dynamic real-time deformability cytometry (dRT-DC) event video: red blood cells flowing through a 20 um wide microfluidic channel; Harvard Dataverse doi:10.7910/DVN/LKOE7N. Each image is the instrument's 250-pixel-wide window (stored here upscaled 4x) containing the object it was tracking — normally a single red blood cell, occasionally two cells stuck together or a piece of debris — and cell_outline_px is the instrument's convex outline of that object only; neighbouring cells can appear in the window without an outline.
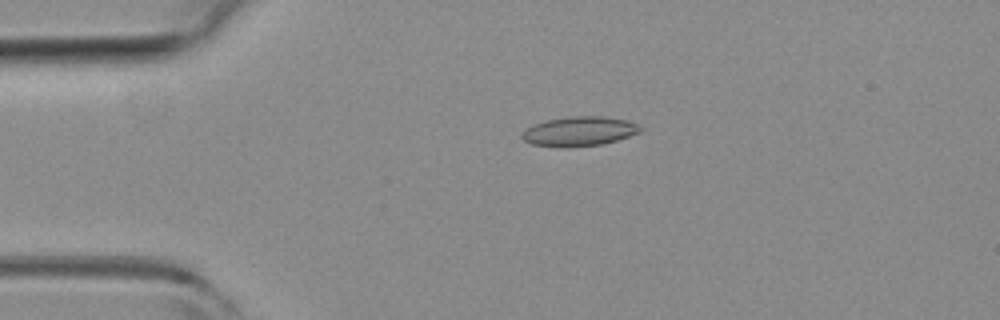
{"species": "common noctule bat (a hibernating species)", "species_latin": "Nyctalus noctula", "temperature_condition": "room temperature", "stored_images_in_passage": 51, "camera_frame_rate_fps": 3000, "um_per_image_px": 0.085, "animal": {"sex": "female", "body_mass_g": 19.3, "forearm_length_mm": 54.1}, "frame": {"image": 1, "passage_image": 11, "time_ms": 3.333, "image_size_px": [1000, 320], "cell_outline_px": [[644, 128], [640, 132], [616, 140], [600, 144], [568, 148], [532, 144], [524, 140], [520, 136], [532, 124], [544, 120], [568, 116], [604, 116], [628, 120]], "centroid_in_image_um": [49.23, 11.15], "position_along_channel_um": 35.8, "area_um2": 20.4}}
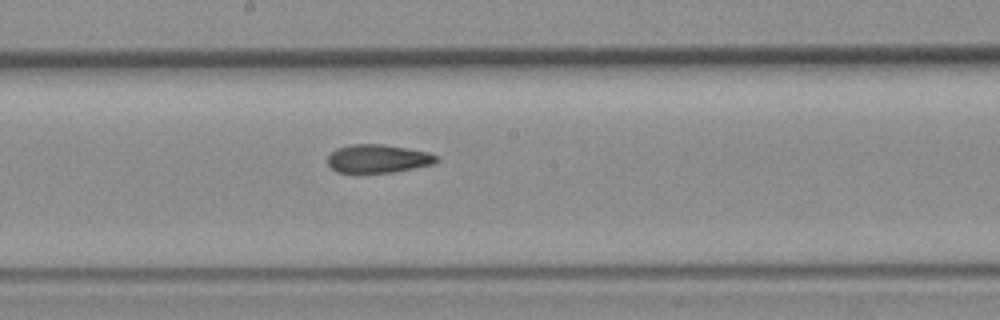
{"frame": {"image": 2, "passage_image": 27, "time_ms": 8.667, "image_size_px": [1000, 320], "cell_outline_px": [[440, 160], [432, 164], [392, 172], [336, 172], [328, 164], [328, 156], [336, 148], [352, 144], [380, 144], [428, 152], [436, 156]], "centroid_in_image_um": [32.1, 13.48], "position_along_channel_um": 216.1, "area_um2": 17.63}}
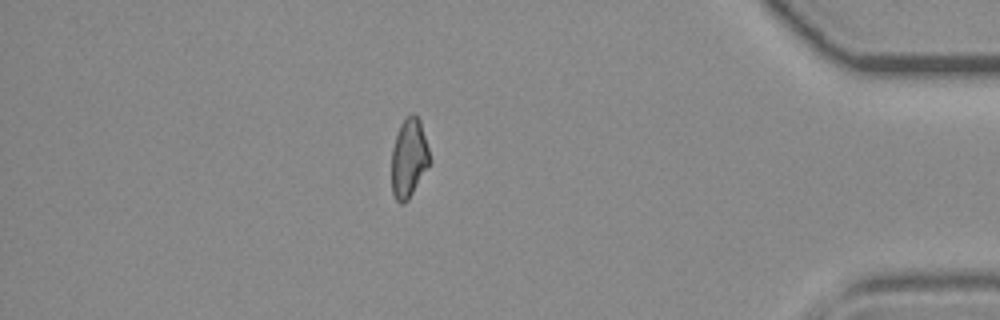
{"frame": {"image": 3, "passage_image": 44, "time_ms": 14.333, "image_size_px": [1000, 320], "cell_outline_px": [[428, 164], [408, 200], [404, 204], [400, 204], [396, 200], [392, 192], [392, 148], [400, 124], [404, 116], [412, 112], [420, 120], [428, 148]], "centroid_in_image_um": [34.71, 13.41], "position_along_channel_um": 400.5, "area_um2": 17.17}, "authors_computed_cell_mechanics": {"area_um2": 18.496, "velocity_mm_per_s": 4.02, "shape_relaxation_time_tau1_ms": 7.5674, "shape_relaxation_time_tau2_ms": 3.2496, "deformation_change_tau1": 0.19, "deformation_change_tau2": 0.1215}}